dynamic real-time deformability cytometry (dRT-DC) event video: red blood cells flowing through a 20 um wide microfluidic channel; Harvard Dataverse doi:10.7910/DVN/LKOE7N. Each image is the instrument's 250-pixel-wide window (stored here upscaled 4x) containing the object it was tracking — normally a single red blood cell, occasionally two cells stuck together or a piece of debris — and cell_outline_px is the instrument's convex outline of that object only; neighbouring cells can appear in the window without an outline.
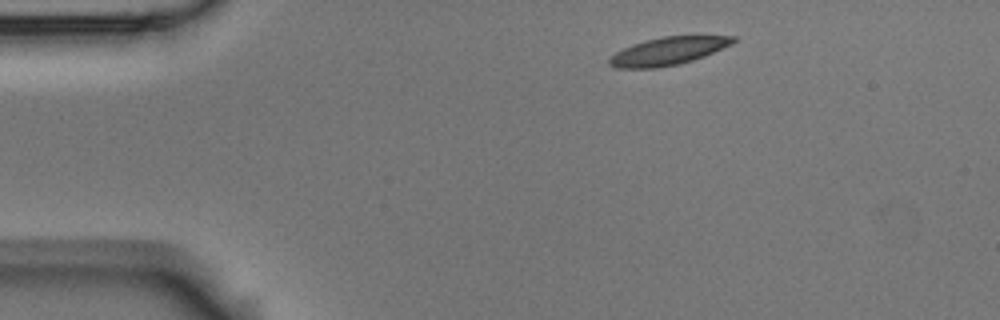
{"species": "Egyptian fruit bat (a non-hibernating species)", "species_latin": "Rousettus aegyptiacus", "temperature_condition": "room temperature", "stored_images_in_passage": 3, "camera_frame_rate_fps": 3000, "um_per_image_px": 0.085, "animal": {"sex": "male"}, "frame": {"image": 1, "passage_image": 1, "time_ms": 0.0, "image_size_px": [1000, 320], "cell_outline_px": [[736, 40], [732, 44], [704, 56], [680, 64], [656, 68], [616, 68], [608, 64], [608, 60], [616, 52], [632, 44], [644, 40], [664, 36], [736, 36]], "centroid_in_image_um": [56.77, 4.34], "position_along_channel_um": 28.2, "area_um2": 20.0}}